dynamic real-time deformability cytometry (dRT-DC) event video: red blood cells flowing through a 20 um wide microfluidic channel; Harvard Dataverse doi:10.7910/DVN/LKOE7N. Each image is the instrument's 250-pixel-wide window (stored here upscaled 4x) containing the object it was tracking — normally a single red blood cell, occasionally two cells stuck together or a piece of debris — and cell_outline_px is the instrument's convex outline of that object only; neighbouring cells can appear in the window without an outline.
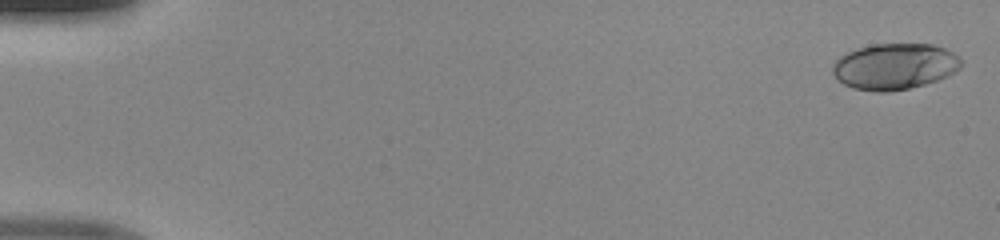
{"species": "human", "species_latin": "Homo sapiens", "temperature_condition": "room temperature", "stored_images_in_passage": 49, "camera_frame_rate_fps": 3000, "um_per_image_px": 0.085, "donor": {"sex": "male"}, "frame": {"image": 1, "passage_image": 1, "time_ms": 0.0, "image_size_px": [1000, 240], "cell_outline_px": [[960, 68], [948, 76], [924, 84], [908, 88], [888, 92], [876, 92], [856, 88], [844, 84], [832, 72], [832, 64], [840, 56], [856, 48], [872, 44], [932, 44], [944, 48], [952, 52], [960, 60]], "centroid_in_image_um": [76.02, 5.64], "position_along_channel_um": 9.0, "area_um2": 34.28}}
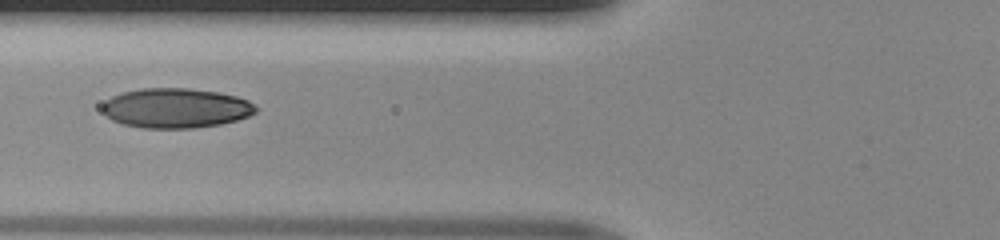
{"frame": {"image": 2, "passage_image": 20, "time_ms": 6.333, "image_size_px": [1000, 240], "cell_outline_px": [[260, 108], [256, 112], [248, 116], [236, 120], [220, 124], [192, 128], [140, 128], [124, 124], [112, 120], [104, 116], [100, 108], [104, 100], [112, 96], [124, 92], [140, 88], [188, 88], [216, 92], [236, 96], [248, 100]], "centroid_in_image_um": [14.91, 9.19], "position_along_channel_um": 110.9, "area_um2": 35.84}}
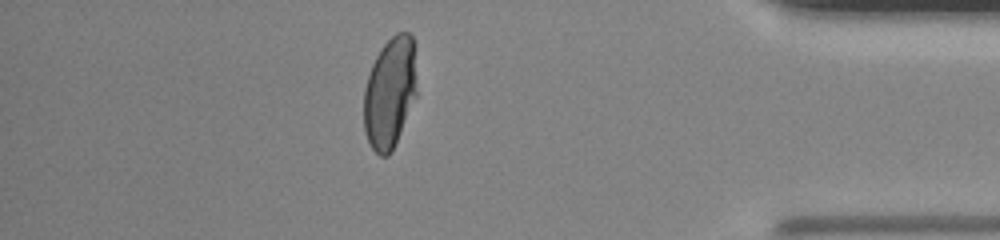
{"frame": {"image": 3, "passage_image": 43, "time_ms": 14.0, "image_size_px": [1000, 240], "cell_outline_px": [[416, 96], [392, 152], [388, 156], [380, 156], [372, 148], [364, 132], [364, 88], [372, 64], [380, 48], [396, 32], [408, 32], [412, 36], [416, 92]], "centroid_in_image_um": [33.11, 7.9], "position_along_channel_um": 402.1, "area_um2": 33.99}}